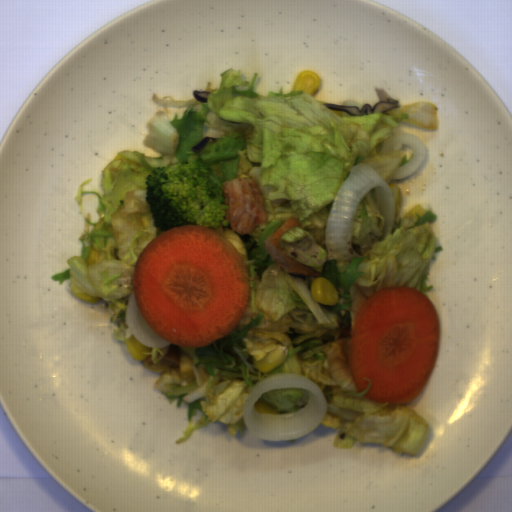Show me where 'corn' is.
I'll list each match as a JSON object with an SVG mask.
<instances>
[{"label": "corn", "mask_w": 512, "mask_h": 512, "mask_svg": "<svg viewBox=\"0 0 512 512\" xmlns=\"http://www.w3.org/2000/svg\"><path fill=\"white\" fill-rule=\"evenodd\" d=\"M320 85L321 81L316 72L303 70L296 76L291 91H301L302 94H309L313 97L319 90Z\"/></svg>", "instance_id": "obj_3"}, {"label": "corn", "mask_w": 512, "mask_h": 512, "mask_svg": "<svg viewBox=\"0 0 512 512\" xmlns=\"http://www.w3.org/2000/svg\"><path fill=\"white\" fill-rule=\"evenodd\" d=\"M255 409L261 415H280L274 408L266 404L264 400L256 402Z\"/></svg>", "instance_id": "obj_7"}, {"label": "corn", "mask_w": 512, "mask_h": 512, "mask_svg": "<svg viewBox=\"0 0 512 512\" xmlns=\"http://www.w3.org/2000/svg\"><path fill=\"white\" fill-rule=\"evenodd\" d=\"M78 300H80L83 303H89V304H97L100 300V298L93 297L88 293L84 292H71Z\"/></svg>", "instance_id": "obj_8"}, {"label": "corn", "mask_w": 512, "mask_h": 512, "mask_svg": "<svg viewBox=\"0 0 512 512\" xmlns=\"http://www.w3.org/2000/svg\"><path fill=\"white\" fill-rule=\"evenodd\" d=\"M426 211L425 209V206L424 204H416L415 206H413L407 213L404 217H409L410 214H412L416 219H417V215L416 213H418L420 216H422Z\"/></svg>", "instance_id": "obj_10"}, {"label": "corn", "mask_w": 512, "mask_h": 512, "mask_svg": "<svg viewBox=\"0 0 512 512\" xmlns=\"http://www.w3.org/2000/svg\"><path fill=\"white\" fill-rule=\"evenodd\" d=\"M288 347L277 344L274 350L267 353L266 356L260 360H256L255 356L252 358L254 367L260 372H270L280 366L288 357Z\"/></svg>", "instance_id": "obj_2"}, {"label": "corn", "mask_w": 512, "mask_h": 512, "mask_svg": "<svg viewBox=\"0 0 512 512\" xmlns=\"http://www.w3.org/2000/svg\"><path fill=\"white\" fill-rule=\"evenodd\" d=\"M321 423L325 427H329V428L336 429V430L338 428H340L342 425L341 420L339 419L338 416H335L328 412H327L326 416L323 418Z\"/></svg>", "instance_id": "obj_6"}, {"label": "corn", "mask_w": 512, "mask_h": 512, "mask_svg": "<svg viewBox=\"0 0 512 512\" xmlns=\"http://www.w3.org/2000/svg\"><path fill=\"white\" fill-rule=\"evenodd\" d=\"M310 295L316 303L321 305L334 306L340 302L335 285L329 279L320 275L310 284Z\"/></svg>", "instance_id": "obj_1"}, {"label": "corn", "mask_w": 512, "mask_h": 512, "mask_svg": "<svg viewBox=\"0 0 512 512\" xmlns=\"http://www.w3.org/2000/svg\"><path fill=\"white\" fill-rule=\"evenodd\" d=\"M125 343L129 353L137 361L145 360L148 355H145L144 352H151L152 349V347H145L142 345L134 335L125 339Z\"/></svg>", "instance_id": "obj_4"}, {"label": "corn", "mask_w": 512, "mask_h": 512, "mask_svg": "<svg viewBox=\"0 0 512 512\" xmlns=\"http://www.w3.org/2000/svg\"><path fill=\"white\" fill-rule=\"evenodd\" d=\"M99 257H100L99 251L95 247H92L89 250L88 256L85 261L86 266L88 267L94 263H97Z\"/></svg>", "instance_id": "obj_9"}, {"label": "corn", "mask_w": 512, "mask_h": 512, "mask_svg": "<svg viewBox=\"0 0 512 512\" xmlns=\"http://www.w3.org/2000/svg\"><path fill=\"white\" fill-rule=\"evenodd\" d=\"M388 186L393 195L394 208H395V217L401 214V202H402V194L401 187L395 182L388 183Z\"/></svg>", "instance_id": "obj_5"}]
</instances>
